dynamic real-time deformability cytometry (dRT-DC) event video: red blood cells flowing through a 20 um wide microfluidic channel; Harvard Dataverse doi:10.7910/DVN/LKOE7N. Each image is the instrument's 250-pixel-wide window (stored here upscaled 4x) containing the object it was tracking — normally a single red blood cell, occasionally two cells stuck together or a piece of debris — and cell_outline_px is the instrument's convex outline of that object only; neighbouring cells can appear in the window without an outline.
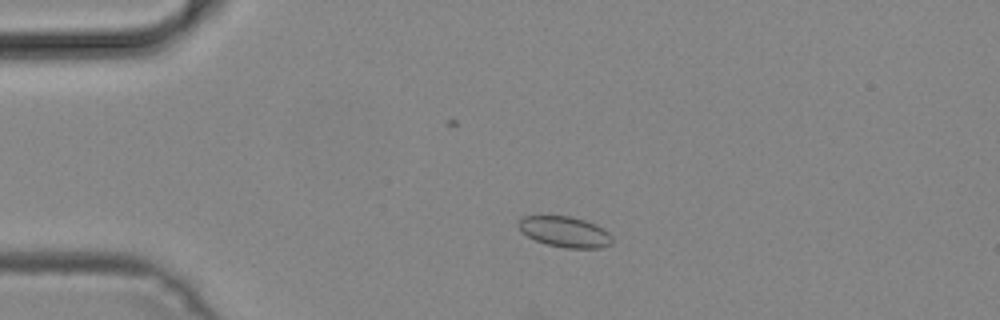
{"species": "common noctule bat (a hibernating species)", "species_latin": "Nyctalus noctula", "temperature_condition": "cold", "stored_images_in_passage": 44, "camera_frame_rate_fps": 3000, "um_per_image_px": 0.085, "animal": {"sex": "male", "body_mass_g": 19.2, "forearm_length_mm": 51.8}, "frame": {"image": 1, "passage_image": 9, "time_ms": 2.667, "image_size_px": [1000, 320], "cell_outline_px": [[612, 244], [600, 248], [568, 248], [548, 244], [536, 240], [528, 236], [516, 224], [516, 220], [520, 216], [568, 216], [584, 220], [596, 224], [608, 232], [612, 236]], "centroid_in_image_um": [48.01, 19.69], "position_along_channel_um": 37.0, "area_um2": 16.7}}
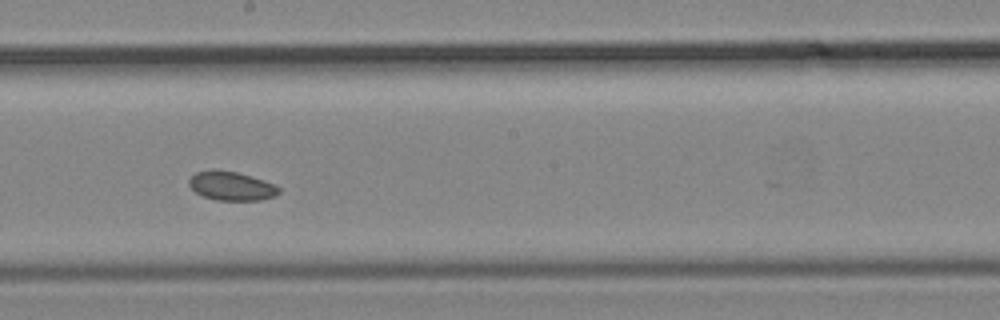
{"frame": {"image": 2, "passage_image": 26, "time_ms": 8.333, "image_size_px": [1000, 320], "cell_outline_px": [[280, 192], [276, 196], [260, 200], [216, 200], [204, 196], [196, 192], [188, 184], [188, 180], [196, 172], [212, 168], [236, 172], [252, 176], [276, 184], [280, 188]], "centroid_in_image_um": [19.69, 15.79], "position_along_channel_um": 228.5, "area_um2": 15.32}}
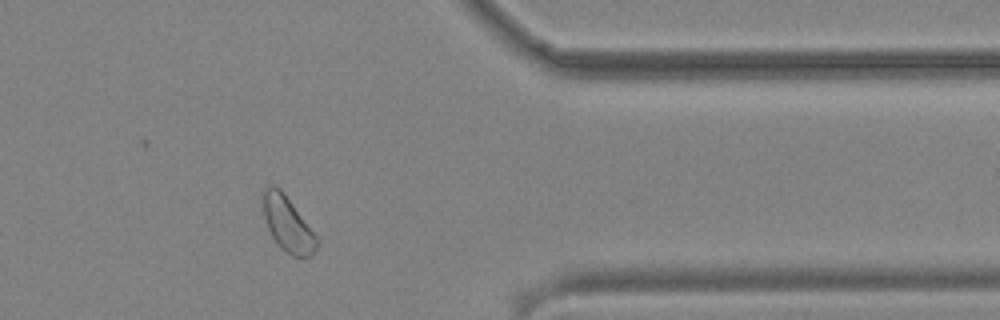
{"frame": {"image": 3, "passage_image": 39, "time_ms": 12.667, "image_size_px": [1000, 320], "cell_outline_px": [[320, 240], [316, 248], [308, 256], [292, 256], [280, 248], [272, 236], [268, 228], [264, 216], [264, 188], [272, 184], [280, 188], [284, 192]], "centroid_in_image_um": [24.46, 19.04], "position_along_channel_um": 386.9, "area_um2": 16.99}}